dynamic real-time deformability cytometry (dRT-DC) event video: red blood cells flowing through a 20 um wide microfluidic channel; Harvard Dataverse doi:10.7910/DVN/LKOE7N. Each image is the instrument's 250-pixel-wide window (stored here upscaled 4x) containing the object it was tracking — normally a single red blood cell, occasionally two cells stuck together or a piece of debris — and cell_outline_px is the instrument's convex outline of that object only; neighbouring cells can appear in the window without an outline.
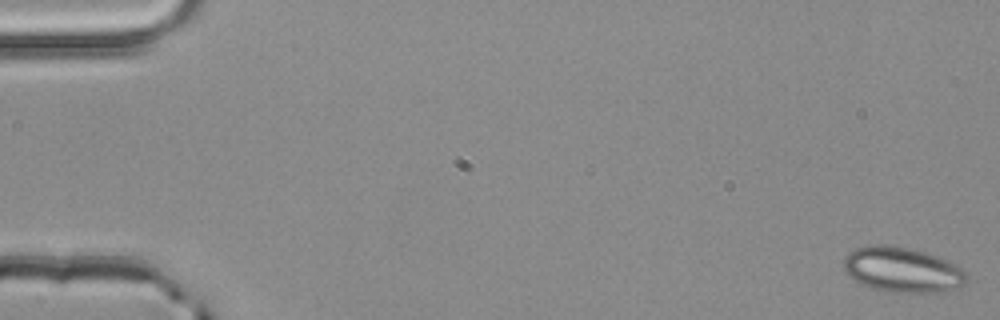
{"species": "common noctule bat (a hibernating species)", "species_latin": "Nyctalus noctula", "temperature_condition": "room temperature", "stored_images_in_passage": 53, "camera_frame_rate_fps": 3000, "um_per_image_px": 0.085, "animal": {"sex": "male", "body_mass_g": 20.4}, "frame": {"image": 1, "passage_image": 1, "time_ms": 0.0, "image_size_px": [1000, 320], "cell_outline_px": [[968, 272], [964, 284], [956, 288], [936, 292], [888, 292], [872, 288], [856, 280], [844, 268], [844, 260], [848, 252], [856, 248], [884, 244], [908, 248], [924, 252], [936, 256], [964, 268]], "centroid_in_image_um": [76.74, 22.93], "position_along_channel_um": 8.3, "area_um2": 31.85}}
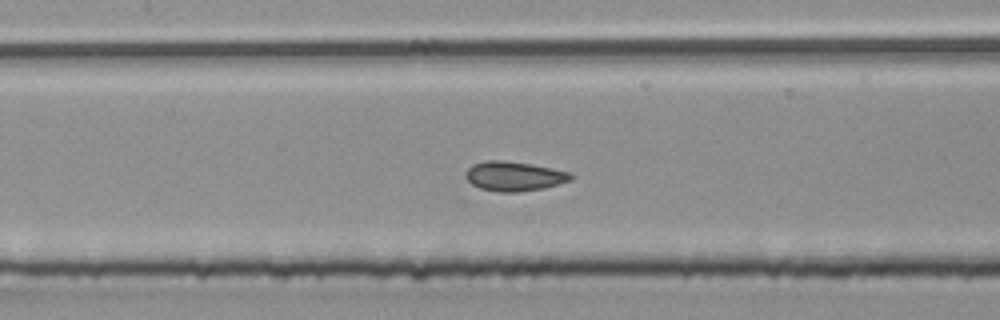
{"frame": {"image": 2, "passage_image": 25, "time_ms": 8.0, "image_size_px": [1000, 320], "cell_outline_px": [[572, 180], [544, 188], [516, 192], [500, 192], [480, 188], [472, 184], [464, 176], [464, 172], [472, 164], [484, 160], [504, 160], [532, 164], [572, 172]], "centroid_in_image_um": [43.69, 14.96], "position_along_channel_um": 163.7, "area_um2": 18.26}}
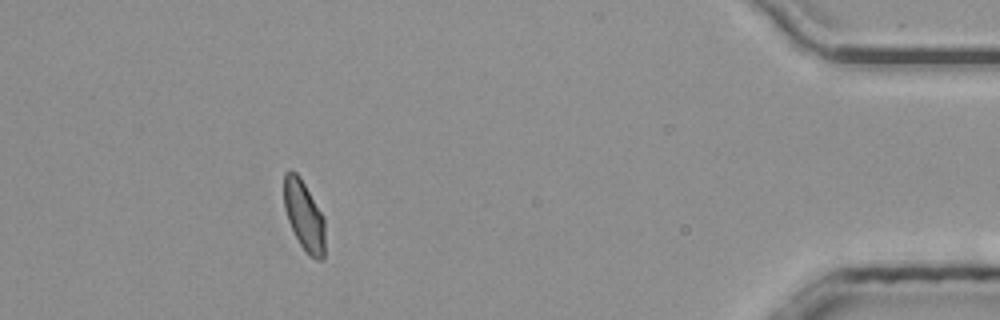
{"frame": {"image": 3, "passage_image": 48, "time_ms": 15.667, "image_size_px": [1000, 320], "cell_outline_px": [[324, 260], [316, 260], [300, 244], [288, 220], [284, 208], [284, 172], [296, 172], [300, 176], [324, 216]], "centroid_in_image_um": [25.85, 18.31], "position_along_channel_um": 409.3, "area_um2": 16.53}, "authors_computed_cell_mechanics": {"area_um2": 17.629, "velocity_mm_per_s": 3.9747, "shape_relaxation_time_tau1_ms": null, "shape_relaxation_time_tau2_ms": 0.6627, "deformation_change_tau1": null, "deformation_change_tau2": 0.0521}}